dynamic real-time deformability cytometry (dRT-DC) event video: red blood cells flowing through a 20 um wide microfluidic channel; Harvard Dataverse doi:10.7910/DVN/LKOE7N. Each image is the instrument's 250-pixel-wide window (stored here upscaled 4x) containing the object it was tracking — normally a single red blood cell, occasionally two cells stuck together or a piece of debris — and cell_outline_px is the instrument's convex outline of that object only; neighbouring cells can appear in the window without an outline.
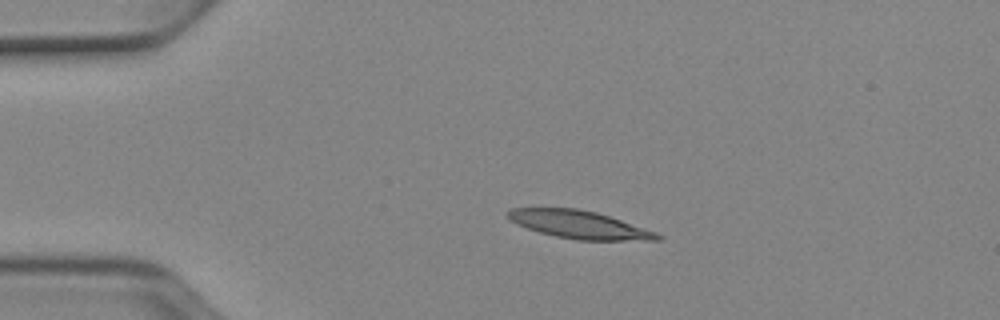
{"species": "Egyptian fruit bat (a non-hibernating species)", "species_latin": "Rousettus aegyptiacus", "temperature_condition": "cold", "stored_images_in_passage": 42, "camera_frame_rate_fps": 3000, "um_per_image_px": 0.085, "animal": {"sex": "female"}, "frame": {"image": 1, "passage_image": 1, "time_ms": 0.0, "image_size_px": [1000, 320], "cell_outline_px": [[664, 240], [576, 240], [556, 236], [540, 232], [516, 224], [508, 220], [504, 212], [512, 208], [576, 208], [596, 212], [656, 232], [664, 236]], "centroid_in_image_um": [49.2, 19.09], "position_along_channel_um": 35.8, "area_um2": 24.22}}
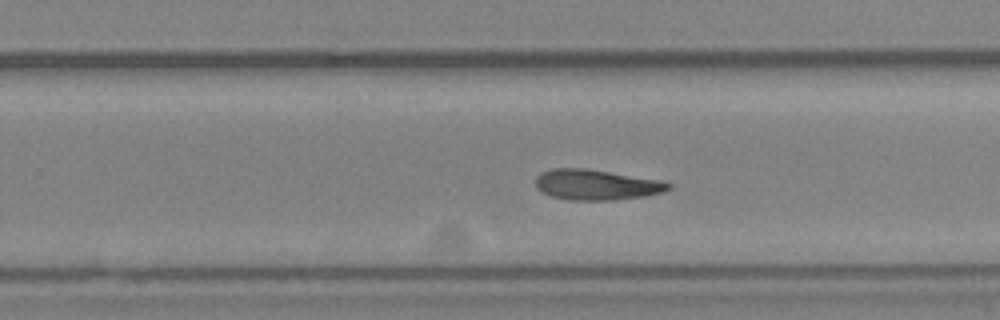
{"frame": {"image": 2, "passage_image": 23, "time_ms": 7.333, "image_size_px": [1000, 320], "cell_outline_px": [[672, 188], [664, 192], [644, 196], [608, 200], [568, 200], [552, 196], [536, 188], [536, 176], [540, 172], [552, 168], [584, 168], [660, 180], [672, 184]], "centroid_in_image_um": [50.68, 15.7], "position_along_channel_um": 279.1, "area_um2": 23.47}}
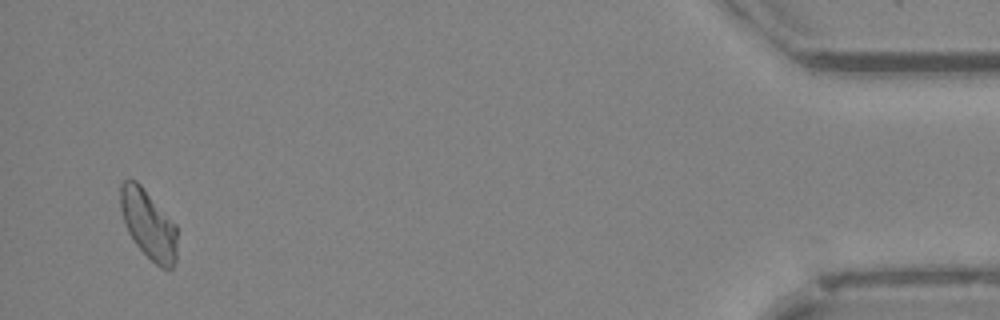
{"frame": {"image": 3, "passage_image": 40, "time_ms": 13.0, "image_size_px": [1000, 320], "cell_outline_px": [[176, 260], [172, 268], [160, 268], [136, 244], [128, 232], [120, 208], [120, 184], [124, 180], [136, 180], [140, 184], [176, 224]], "centroid_in_image_um": [12.62, 19.05], "position_along_channel_um": 422.6, "area_um2": 22.54}, "authors_computed_cell_mechanics": {"area_um2": 23.3223, "velocity_mm_per_s": 3.9051, "shape_relaxation_time_tau1_ms": 6.2838, "shape_relaxation_time_tau2_ms": 8.3536, "deformation_change_tau1": 0.1798, "deformation_change_tau2": 0.1873}}